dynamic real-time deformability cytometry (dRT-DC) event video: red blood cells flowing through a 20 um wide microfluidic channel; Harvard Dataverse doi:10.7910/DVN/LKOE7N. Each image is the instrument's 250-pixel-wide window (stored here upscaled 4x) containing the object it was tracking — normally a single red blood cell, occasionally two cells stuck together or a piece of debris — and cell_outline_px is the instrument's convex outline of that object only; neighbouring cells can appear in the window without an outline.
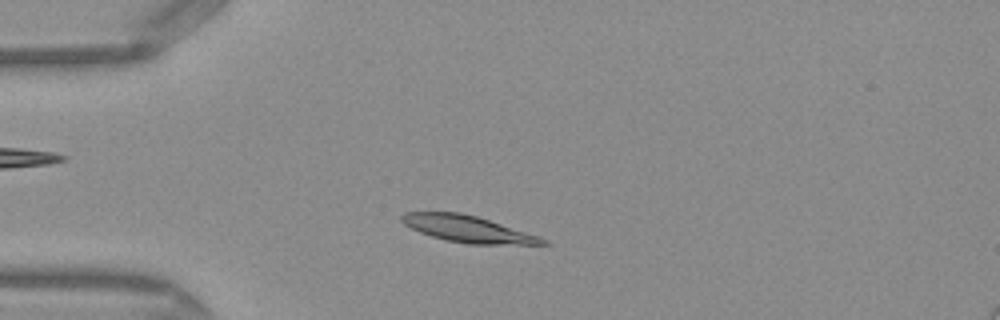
{"species": "Egyptian fruit bat (a non-hibernating species)", "species_latin": "Rousettus aegyptiacus", "temperature_condition": "warm", "stored_images_in_passage": 42, "camera_frame_rate_fps": 3000, "um_per_image_px": 0.085, "frame": {"image": 1, "passage_image": 5, "time_ms": 1.333, "image_size_px": [1000, 320], "cell_outline_px": [[548, 244], [468, 244], [444, 240], [420, 232], [404, 224], [400, 220], [400, 216], [404, 212], [460, 212], [476, 216], [540, 236], [548, 240]], "centroid_in_image_um": [39.74, 19.46], "position_along_channel_um": 45.3, "area_um2": 21.73}}
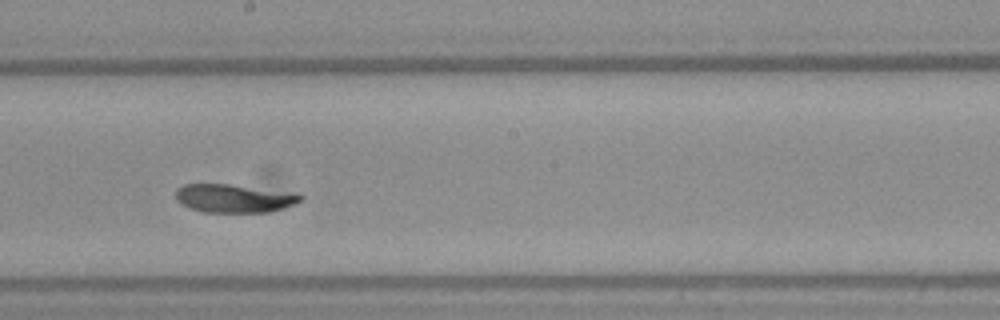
{"frame": {"image": 2, "passage_image": 20, "time_ms": 6.333, "image_size_px": [1000, 320], "cell_outline_px": [[304, 200], [296, 204], [268, 212], [204, 212], [180, 204], [176, 200], [176, 188], [184, 184], [228, 184], [296, 192], [304, 196]], "centroid_in_image_um": [19.94, 16.85], "position_along_channel_um": 228.3, "area_um2": 20.87}}
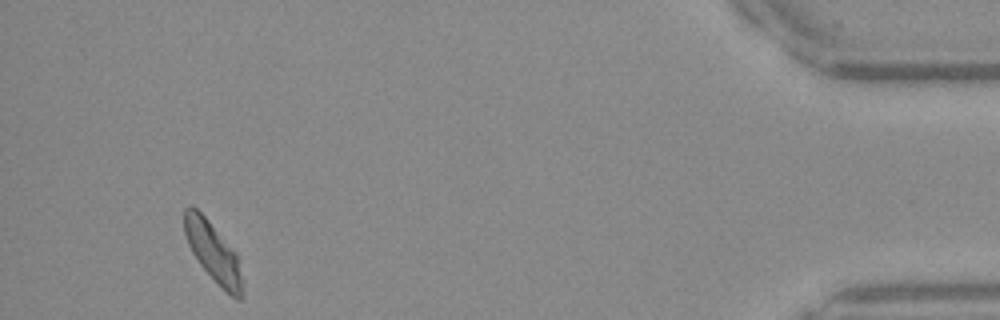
{"frame": {"image": 3, "passage_image": 39, "time_ms": 12.667, "image_size_px": [1000, 320], "cell_outline_px": [[244, 296], [240, 300], [232, 296], [200, 264], [192, 252], [188, 244], [184, 232], [184, 208], [188, 204], [192, 204], [208, 220], [236, 252], [244, 280]], "centroid_in_image_um": [18.14, 21.41], "position_along_channel_um": 417.1, "area_um2": 20.06}, "authors_computed_cell_mechanics": {"area_um2": 21.2126, "velocity_mm_per_s": 4.0775, "shape_relaxation_time_tau1_ms": 2.7792, "shape_relaxation_time_tau2_ms": 0.6084, "deformation_change_tau1": 0.1364, "deformation_change_tau2": 0.054}}